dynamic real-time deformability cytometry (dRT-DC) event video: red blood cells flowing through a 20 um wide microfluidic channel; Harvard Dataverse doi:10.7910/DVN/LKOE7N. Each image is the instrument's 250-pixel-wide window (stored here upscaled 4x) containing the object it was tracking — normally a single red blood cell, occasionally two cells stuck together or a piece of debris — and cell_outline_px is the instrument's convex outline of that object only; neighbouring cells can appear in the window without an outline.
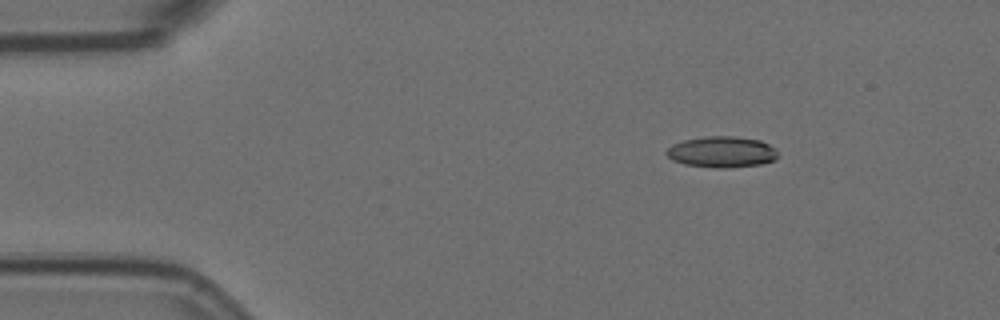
{"species": "Egyptian fruit bat (a non-hibernating species)", "species_latin": "Rousettus aegyptiacus", "temperature_condition": "room temperature", "stored_images_in_passage": 9, "camera_frame_rate_fps": 3000, "um_per_image_px": 0.085, "animal": {"sex": "female"}, "frame": {"image": 1, "passage_image": 1, "time_ms": 0.0, "image_size_px": [1000, 320], "cell_outline_px": [[776, 160], [760, 164], [724, 168], [716, 168], [684, 164], [672, 160], [664, 152], [672, 144], [684, 140], [704, 136], [736, 136], [760, 140], [776, 148]], "centroid_in_image_um": [61.34, 12.91], "position_along_channel_um": 23.7, "area_um2": 20.23}}
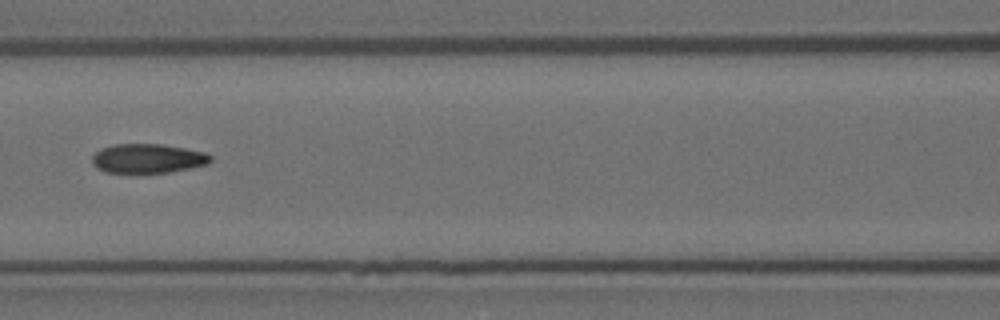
{"frame": {"image": 2, "passage_image": 6, "time_ms": 1.667, "image_size_px": [1000, 320], "cell_outline_px": [[212, 160], [208, 164], [168, 172], [140, 176], [136, 176], [104, 172], [96, 168], [92, 164], [92, 156], [100, 148], [112, 144], [164, 144], [204, 152], [212, 156]], "centroid_in_image_um": [12.49, 13.51], "position_along_channel_um": 154.1, "area_um2": 21.15}}
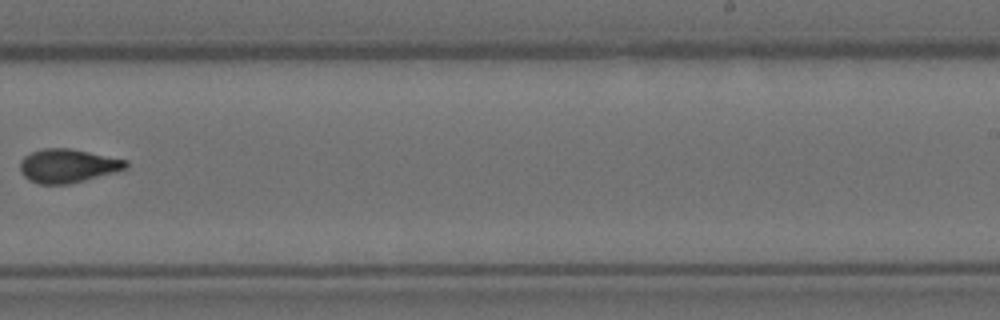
{"frame": {"image": 3, "passage_image": 9, "time_ms": 2.667, "image_size_px": [1000, 320], "cell_outline_px": [[128, 168], [116, 172], [68, 184], [40, 184], [28, 180], [20, 172], [20, 160], [24, 156], [32, 152], [44, 148], [68, 148], [128, 160]], "centroid_in_image_um": [5.75, 14.1], "position_along_channel_um": 283.3, "area_um2": 20.75}}